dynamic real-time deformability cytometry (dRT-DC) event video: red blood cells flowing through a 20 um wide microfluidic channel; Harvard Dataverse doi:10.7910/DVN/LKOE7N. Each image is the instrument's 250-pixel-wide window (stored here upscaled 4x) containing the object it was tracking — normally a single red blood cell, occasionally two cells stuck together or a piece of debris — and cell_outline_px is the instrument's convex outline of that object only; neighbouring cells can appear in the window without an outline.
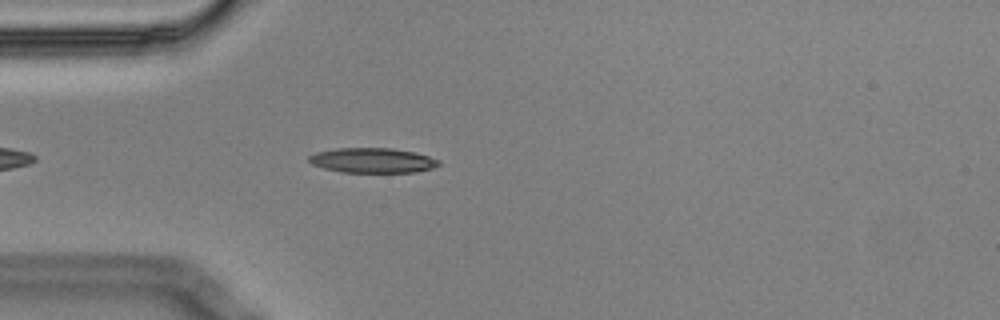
{"species": "Egyptian fruit bat (a non-hibernating species)", "species_latin": "Rousettus aegyptiacus", "temperature_condition": "cold", "stored_images_in_passage": 5, "camera_frame_rate_fps": 3000, "um_per_image_px": 0.085, "animal": {"sex": "male"}, "frame": {"image": 1, "passage_image": 5, "time_ms": 1.333, "image_size_px": [1000, 320], "cell_outline_px": [[440, 164], [432, 168], [416, 172], [340, 172], [324, 168], [312, 164], [308, 160], [308, 156], [316, 152], [336, 148], [392, 148], [416, 152], [440, 160]], "centroid_in_image_um": [31.66, 13.63], "position_along_channel_um": 53.3, "area_um2": 18.9}}